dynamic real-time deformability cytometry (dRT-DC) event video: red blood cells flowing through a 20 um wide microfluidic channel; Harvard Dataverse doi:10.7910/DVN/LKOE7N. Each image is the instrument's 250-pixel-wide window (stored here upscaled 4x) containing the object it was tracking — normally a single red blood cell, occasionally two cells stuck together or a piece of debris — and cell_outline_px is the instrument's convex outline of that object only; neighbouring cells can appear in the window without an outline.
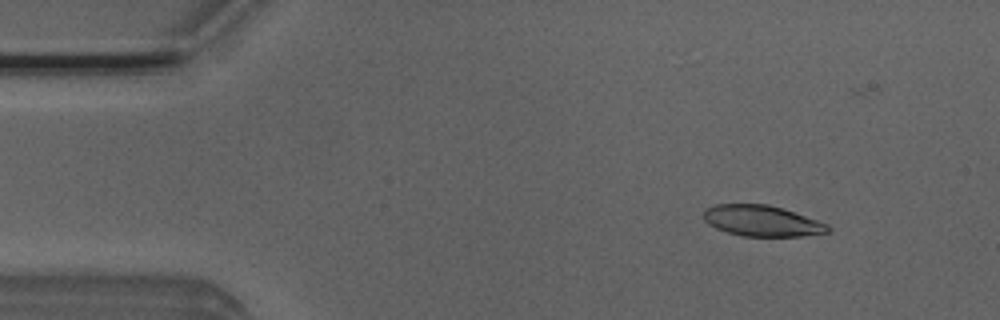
{"species": "Egyptian fruit bat (a non-hibernating species)", "species_latin": "Rousettus aegyptiacus", "temperature_condition": "room temperature", "stored_images_in_passage": 51, "camera_frame_rate_fps": 3000, "um_per_image_px": 0.085, "animal": {"sex": "male"}, "frame": {"image": 1, "passage_image": 6, "time_ms": 1.667, "image_size_px": [1000, 320], "cell_outline_px": [[832, 228], [828, 232], [800, 236], [740, 236], [716, 228], [708, 224], [704, 220], [704, 208], [716, 204], [768, 204], [828, 224]], "centroid_in_image_um": [64.72, 18.77], "position_along_channel_um": 20.3, "area_um2": 22.2}}
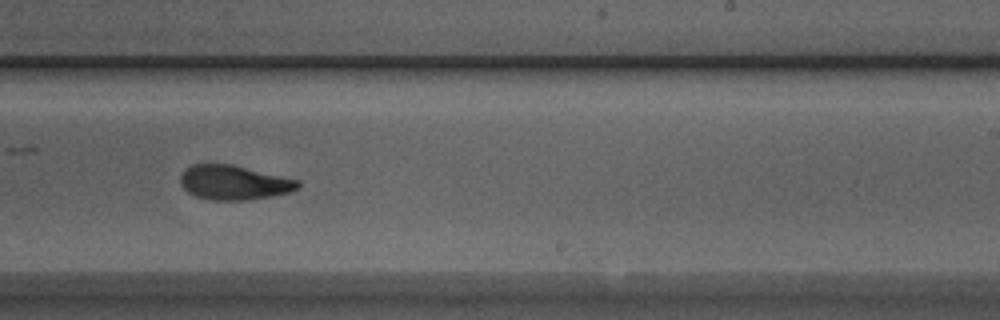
{"frame": {"image": 2, "passage_image": 31, "time_ms": 10.0, "image_size_px": [1000, 320], "cell_outline_px": [[300, 184], [296, 188], [288, 192], [248, 200], [212, 200], [196, 196], [188, 192], [180, 184], [180, 176], [192, 164], [232, 164], [300, 180]], "centroid_in_image_um": [19.87, 15.51], "position_along_channel_um": 269.1, "area_um2": 23.35}}
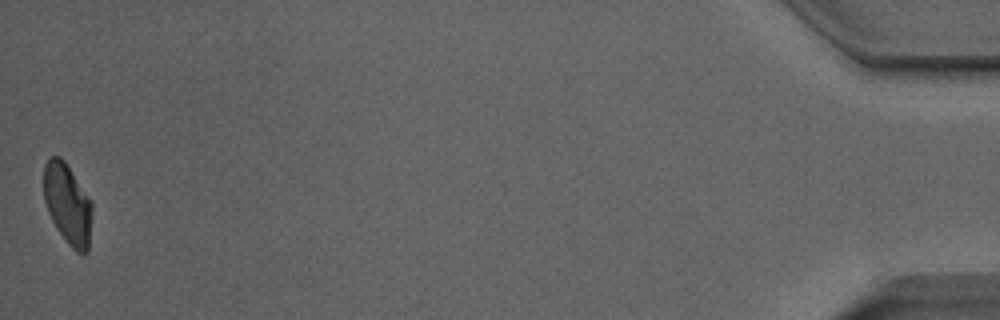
{"frame": {"image": 3, "passage_image": 51, "time_ms": 16.667, "image_size_px": [1000, 320], "cell_outline_px": [[92, 212], [88, 252], [76, 252], [68, 244], [52, 220], [48, 212], [44, 200], [44, 164], [48, 156], [60, 156], [64, 160], [92, 200]], "centroid_in_image_um": [5.75, 17.3], "position_along_channel_um": 429.4, "area_um2": 22.77}, "authors_computed_cell_mechanics": {"area_um2": 23.8136, "velocity_mm_per_s": 3.9492, "shape_relaxation_time_tau1_ms": 3.7835, "shape_relaxation_time_tau2_ms": 2.1846, "deformation_change_tau1": 0.1307, "deformation_change_tau2": 0.0861}}